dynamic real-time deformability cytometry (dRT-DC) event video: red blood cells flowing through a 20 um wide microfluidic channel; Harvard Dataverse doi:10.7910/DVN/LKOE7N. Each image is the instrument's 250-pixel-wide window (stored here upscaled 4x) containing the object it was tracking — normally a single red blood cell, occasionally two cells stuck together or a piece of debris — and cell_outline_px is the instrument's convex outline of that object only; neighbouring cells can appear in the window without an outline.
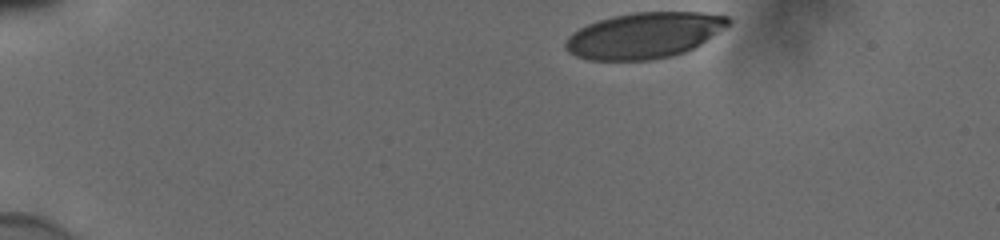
{"species": "human", "species_latin": "Homo sapiens", "temperature_condition": "cold", "stored_images_in_passage": 37, "camera_frame_rate_fps": 3000, "um_per_image_px": 0.085, "donor": {"sex": "male"}, "frame": {"image": 1, "passage_image": 1, "time_ms": 0.0, "image_size_px": [1000, 240], "cell_outline_px": [[732, 20], [728, 24], [700, 44], [684, 52], [672, 56], [652, 60], [588, 60], [576, 56], [568, 52], [564, 48], [564, 40], [572, 32], [588, 24], [600, 20], [616, 16], [636, 12], [700, 12], [728, 16]], "centroid_in_image_um": [54.71, 3.02], "position_along_channel_um": 30.3, "area_um2": 43.23}}
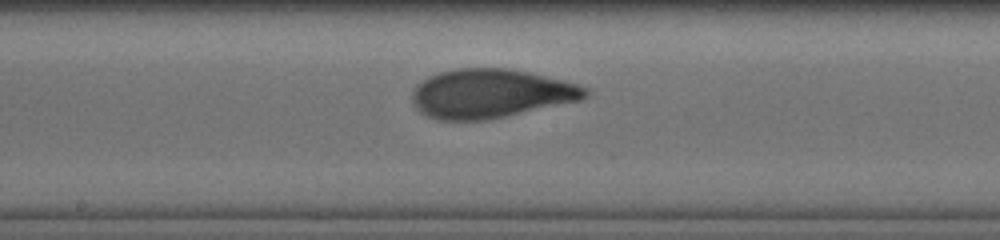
{"frame": {"image": 2, "passage_image": 22, "time_ms": 7.0, "image_size_px": [1000, 240], "cell_outline_px": [[588, 92], [580, 100], [504, 116], [484, 120], [440, 120], [428, 116], [420, 112], [416, 108], [412, 100], [412, 92], [416, 84], [428, 76], [440, 72], [456, 68], [508, 68], [528, 72], [564, 80], [588, 88]], "centroid_in_image_um": [41.65, 7.94], "position_along_channel_um": 206.5, "area_um2": 49.07}}
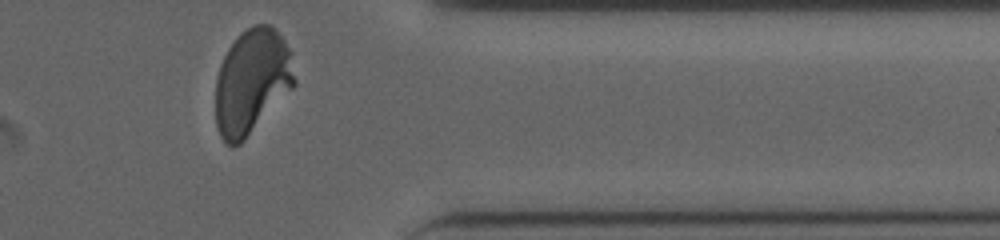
{"frame": {"image": 3, "passage_image": 37, "time_ms": 12.0, "image_size_px": [1000, 240], "cell_outline_px": [[296, 84], [244, 140], [240, 144], [232, 148], [220, 136], [216, 128], [216, 80], [220, 64], [228, 48], [236, 36], [240, 32], [256, 24], [268, 24], [280, 36], [292, 52], [296, 80]], "centroid_in_image_um": [21.4, 6.93], "position_along_channel_um": 390.0, "area_um2": 48.38}, "authors_computed_cell_mechanics": {"area_um2": 48.3208, "velocity_mm_per_s": 3.8487, "shape_relaxation_time_tau1_ms": 5.7715, "shape_relaxation_time_tau2_ms": null, "deformation_change_tau1": 0.2211, "deformation_change_tau2": null}}